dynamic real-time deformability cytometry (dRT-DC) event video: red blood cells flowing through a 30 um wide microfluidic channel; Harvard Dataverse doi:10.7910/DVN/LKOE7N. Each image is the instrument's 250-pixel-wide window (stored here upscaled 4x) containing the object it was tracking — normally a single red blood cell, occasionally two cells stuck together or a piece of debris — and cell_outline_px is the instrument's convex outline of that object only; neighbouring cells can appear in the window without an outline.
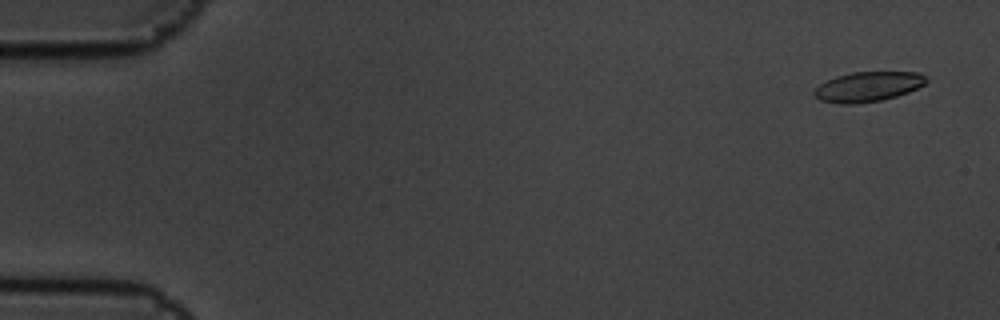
{"species": "common noctule bat (a hibernating species)", "species_latin": "Nyctalus noctula", "temperature_condition": "cold", "stored_images_in_passage": 9, "camera_frame_rate_fps": 3000, "um_per_image_px": 0.085, "animal": {"sex": "male", "body_mass_g": 19.5, "forearm_length_mm": 54.6}, "frame": {"image": 1, "passage_image": 1, "time_ms": 0.0, "image_size_px": [1000, 320], "cell_outline_px": [[928, 80], [924, 84], [908, 92], [896, 96], [880, 100], [852, 104], [840, 104], [820, 100], [812, 92], [820, 84], [836, 76], [852, 72], [920, 72]], "centroid_in_image_um": [73.77, 7.36], "position_along_channel_um": 11.2, "area_um2": 19.31}}
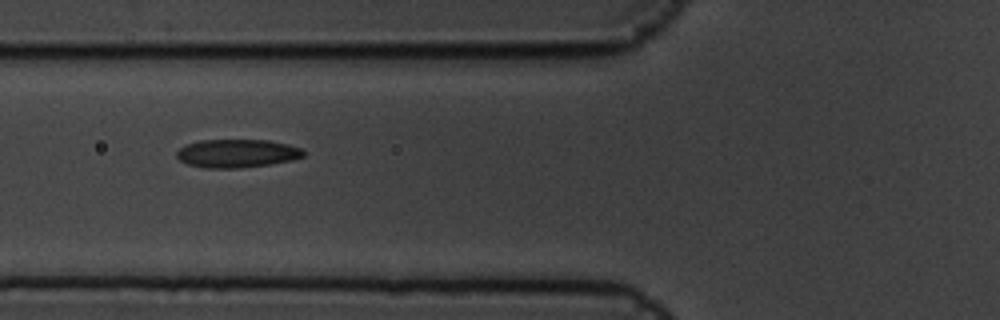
{"frame": {"image": 2, "passage_image": 7, "time_ms": 2.0, "image_size_px": [1000, 320], "cell_outline_px": [[304, 156], [292, 160], [268, 164], [240, 168], [208, 168], [188, 164], [180, 160], [176, 156], [176, 152], [180, 148], [188, 144], [200, 140], [268, 140], [288, 144], [300, 148], [304, 152]], "centroid_in_image_um": [20.14, 13.03], "position_along_channel_um": 105.7, "area_um2": 20.75}}
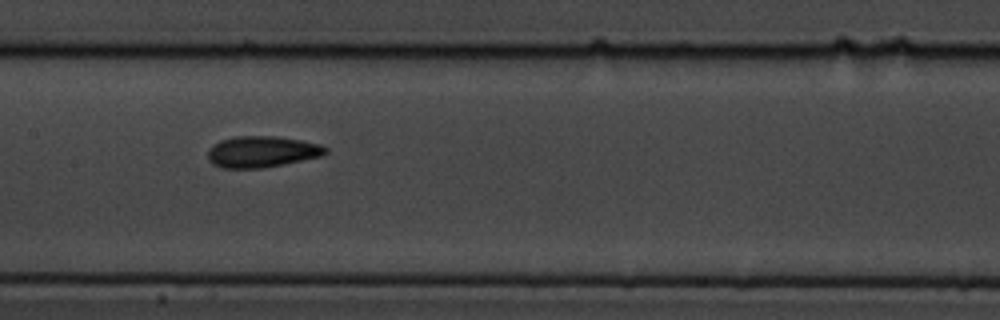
{"frame": {"image": 3, "passage_image": 9, "time_ms": 2.667, "image_size_px": [1000, 320], "cell_outline_px": [[328, 152], [324, 156], [264, 168], [220, 168], [212, 164], [208, 160], [208, 148], [212, 144], [220, 140], [236, 136], [276, 136], [300, 140], [320, 144], [328, 148]], "centroid_in_image_um": [22.26, 12.9], "position_along_channel_um": 185.1, "area_um2": 21.79}}